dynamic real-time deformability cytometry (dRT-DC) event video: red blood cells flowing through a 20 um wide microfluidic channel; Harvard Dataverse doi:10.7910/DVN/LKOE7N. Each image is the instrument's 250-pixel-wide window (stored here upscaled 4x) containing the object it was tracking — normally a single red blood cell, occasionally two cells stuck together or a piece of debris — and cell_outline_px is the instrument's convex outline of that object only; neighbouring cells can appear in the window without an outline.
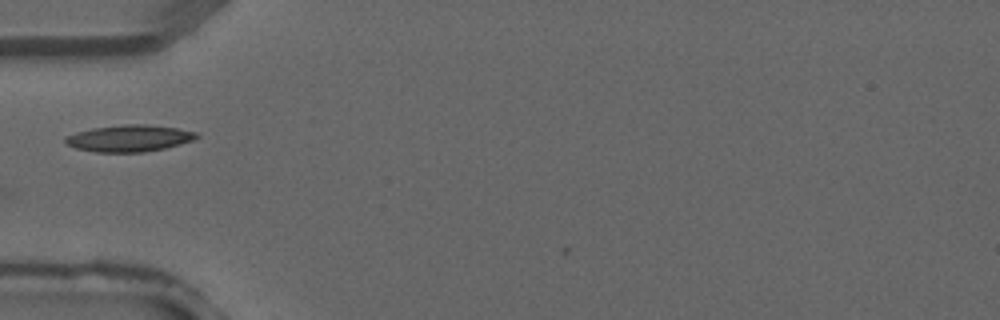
{"species": "common noctule bat (a hibernating species)", "species_latin": "Nyctalus noctula", "temperature_condition": "warm", "stored_images_in_passage": 4, "camera_frame_rate_fps": 3000, "um_per_image_px": 0.085, "animal": {"sex": "male", "forearm_length_mm": 52.5}, "frame": {"image": 1, "passage_image": 3, "time_ms": 0.667, "image_size_px": [1000, 320], "cell_outline_px": [[200, 136], [192, 140], [164, 148], [144, 152], [96, 152], [76, 148], [68, 144], [64, 140], [64, 136], [76, 132], [92, 128], [124, 124], [144, 124], [176, 128], [196, 132]], "centroid_in_image_um": [10.95, 11.75], "position_along_channel_um": 74.0, "area_um2": 20.23}}